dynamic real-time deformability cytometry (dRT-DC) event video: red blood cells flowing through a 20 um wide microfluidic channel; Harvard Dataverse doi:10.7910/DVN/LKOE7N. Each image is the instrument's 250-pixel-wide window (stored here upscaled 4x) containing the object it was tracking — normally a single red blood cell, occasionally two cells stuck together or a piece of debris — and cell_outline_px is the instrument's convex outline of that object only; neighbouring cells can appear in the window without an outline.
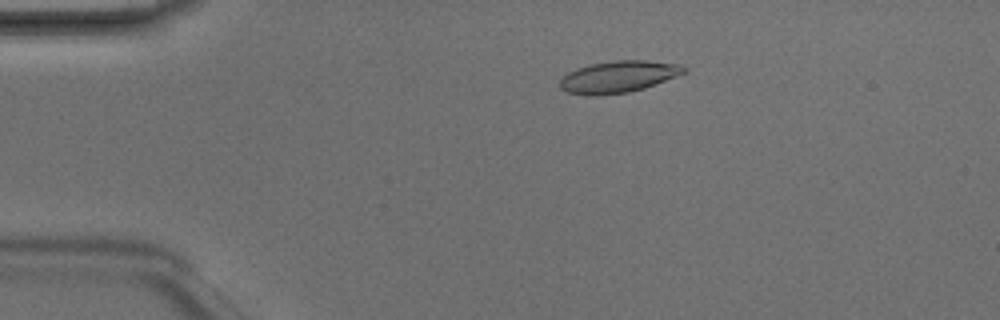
{"species": "Egyptian fruit bat (a non-hibernating species)", "species_latin": "Rousettus aegyptiacus", "temperature_condition": "room temperature", "stored_images_in_passage": 4, "camera_frame_rate_fps": 3000, "um_per_image_px": 0.085, "animal": {"sex": "male"}, "frame": {"image": 1, "passage_image": 3, "time_ms": 0.667, "image_size_px": [1000, 320], "cell_outline_px": [[688, 72], [644, 88], [628, 92], [596, 96], [588, 96], [568, 92], [560, 88], [560, 80], [568, 72], [576, 68], [592, 64], [612, 60], [648, 60], [680, 64], [688, 68]], "centroid_in_image_um": [52.59, 6.52], "position_along_channel_um": 32.4, "area_um2": 23.12}}